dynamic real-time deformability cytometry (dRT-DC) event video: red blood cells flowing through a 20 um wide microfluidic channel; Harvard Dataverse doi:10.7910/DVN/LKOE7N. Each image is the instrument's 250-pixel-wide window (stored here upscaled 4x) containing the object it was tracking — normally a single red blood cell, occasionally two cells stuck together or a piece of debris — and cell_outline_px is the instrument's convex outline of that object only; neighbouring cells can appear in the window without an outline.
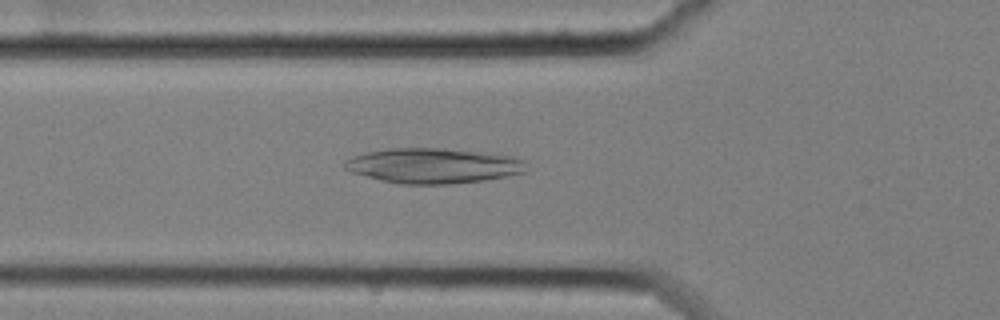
{"species": "common noctule bat (a hibernating species)", "species_latin": "Nyctalus noctula", "temperature_condition": "cold", "stored_images_in_passage": 57, "camera_frame_rate_fps": 3000, "um_per_image_px": 0.085, "animal": {"sex": "female", "body_mass_g": 25.1}, "frame": {"image": 1, "passage_image": 19, "time_ms": 6.0, "image_size_px": [1000, 320], "cell_outline_px": [[524, 172], [484, 180], [448, 184], [400, 184], [380, 180], [352, 172], [344, 168], [344, 160], [352, 156], [364, 152], [388, 148], [444, 148], [516, 156], [524, 160]], "centroid_in_image_um": [36.77, 14.07], "position_along_channel_um": 89.0, "area_um2": 37.17}}
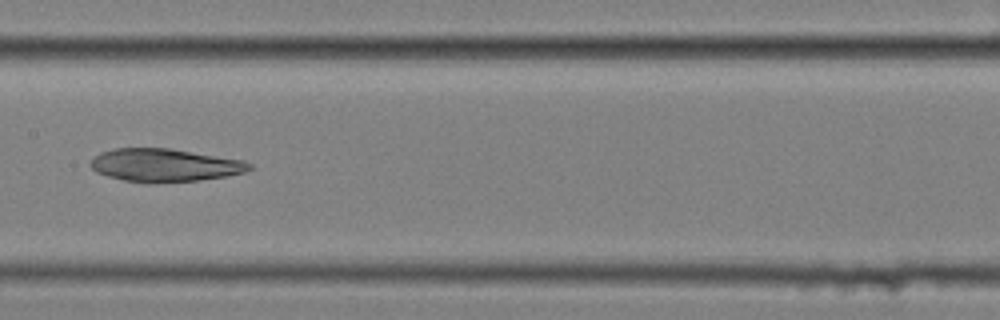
{"frame": {"image": 2, "passage_image": 28, "time_ms": 9.0, "image_size_px": [1000, 320], "cell_outline_px": [[252, 168], [244, 172], [228, 176], [200, 180], [152, 184], [148, 184], [124, 180], [108, 176], [96, 172], [88, 164], [100, 152], [116, 148], [168, 148], [244, 160], [252, 164]], "centroid_in_image_um": [14.0, 14.05], "position_along_channel_um": 193.4, "area_um2": 30.75}}
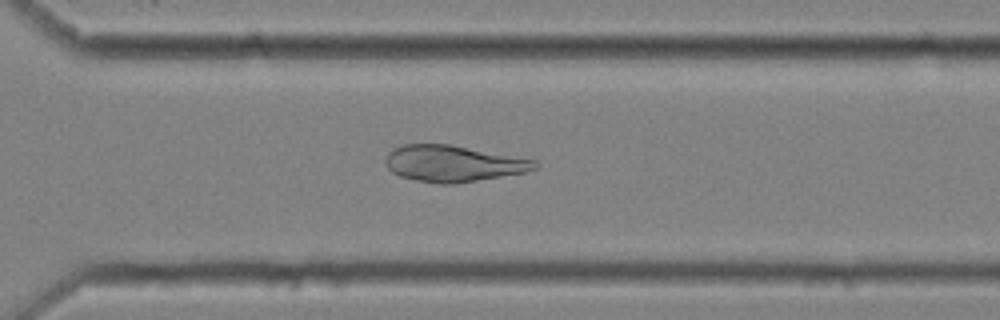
{"frame": {"image": 3, "passage_image": 40, "time_ms": 13.0, "image_size_px": [1000, 320], "cell_outline_px": [[540, 164], [536, 168], [524, 172], [456, 184], [436, 184], [416, 180], [400, 176], [392, 172], [388, 168], [384, 160], [388, 152], [392, 148], [404, 144], [448, 144], [536, 160]], "centroid_in_image_um": [38.48, 13.9], "position_along_channel_um": 332.1, "area_um2": 31.56}}